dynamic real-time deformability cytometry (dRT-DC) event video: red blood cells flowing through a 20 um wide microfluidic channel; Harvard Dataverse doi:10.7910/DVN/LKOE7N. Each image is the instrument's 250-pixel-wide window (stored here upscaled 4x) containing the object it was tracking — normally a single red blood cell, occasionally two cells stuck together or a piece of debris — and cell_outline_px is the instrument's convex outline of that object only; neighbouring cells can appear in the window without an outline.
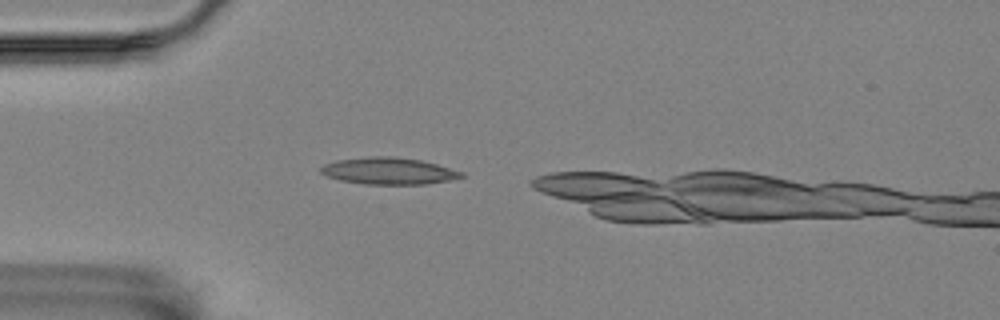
{"species": "Egyptian fruit bat (a non-hibernating species)", "species_latin": "Rousettus aegyptiacus", "temperature_condition": "room temperature", "stored_images_in_passage": 12, "camera_frame_rate_fps": 3000, "um_per_image_px": 0.085, "animal": {"sex": "female"}, "frame": {"image": 1, "passage_image": 3, "time_ms": 0.667, "image_size_px": [1000, 320], "cell_outline_px": [[464, 176], [448, 180], [428, 184], [364, 184], [340, 180], [328, 176], [320, 172], [320, 168], [324, 164], [336, 160], [368, 156], [392, 156], [420, 160], [436, 164], [464, 172]], "centroid_in_image_um": [33.02, 14.52], "position_along_channel_um": 52.0, "area_um2": 21.91}}
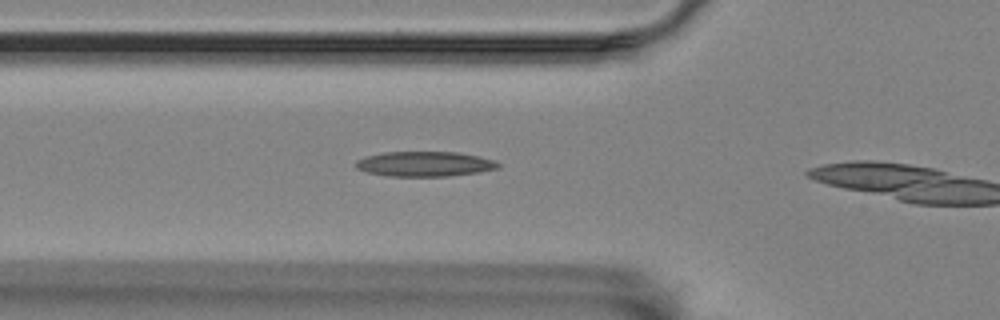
{"frame": {"image": 2, "passage_image": 7, "time_ms": 2.0, "image_size_px": [1000, 320], "cell_outline_px": [[500, 168], [480, 172], [448, 176], [388, 176], [368, 172], [356, 168], [356, 160], [364, 156], [384, 152], [456, 152], [480, 156], [492, 160], [500, 164]], "centroid_in_image_um": [36.1, 13.93], "position_along_channel_um": 89.7, "area_um2": 20.75}}
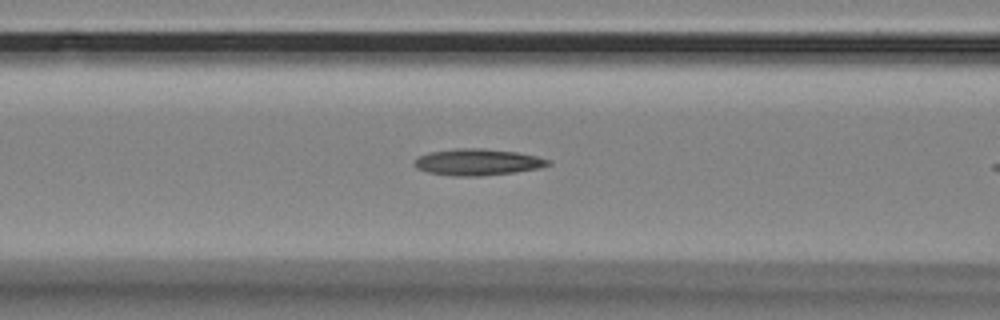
{"frame": {"image": 3, "passage_image": 10, "time_ms": 3.0, "image_size_px": [1000, 320], "cell_outline_px": [[552, 164], [540, 168], [516, 172], [480, 176], [452, 176], [428, 172], [416, 168], [412, 164], [420, 156], [432, 152], [456, 148], [480, 148], [516, 152], [536, 156], [552, 160]], "centroid_in_image_um": [40.63, 13.78], "position_along_channel_um": 126.0, "area_um2": 20.63}}